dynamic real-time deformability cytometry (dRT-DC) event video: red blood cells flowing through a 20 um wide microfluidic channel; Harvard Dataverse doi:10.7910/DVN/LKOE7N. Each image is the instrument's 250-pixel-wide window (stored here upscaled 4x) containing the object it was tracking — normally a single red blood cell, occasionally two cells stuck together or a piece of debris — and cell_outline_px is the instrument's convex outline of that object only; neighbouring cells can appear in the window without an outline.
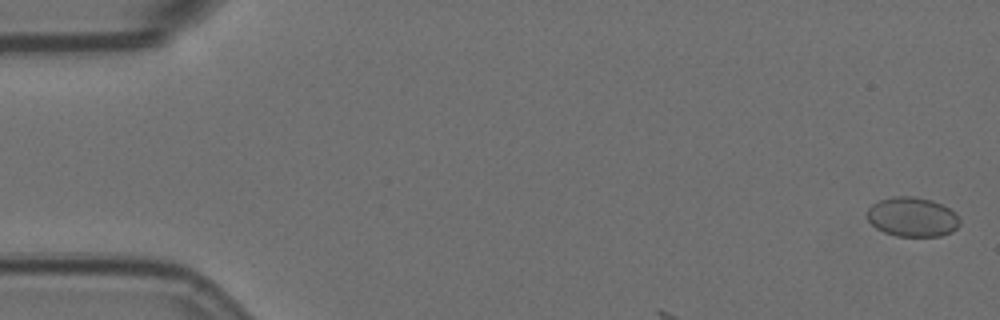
{"species": "Egyptian fruit bat (a non-hibernating species)", "species_latin": "Rousettus aegyptiacus", "temperature_condition": "room temperature", "stored_images_in_passage": 6, "camera_frame_rate_fps": 3000, "um_per_image_px": 0.085, "animal": {"sex": "female"}, "frame": {"image": 1, "passage_image": 1, "time_ms": 0.0, "image_size_px": [1000, 320], "cell_outline_px": [[960, 224], [952, 232], [940, 236], [896, 236], [884, 232], [876, 228], [868, 220], [868, 208], [872, 204], [880, 200], [892, 196], [912, 196], [932, 200], [956, 212], [960, 220]], "centroid_in_image_um": [77.56, 18.44], "position_along_channel_um": 7.4, "area_um2": 21.33}}
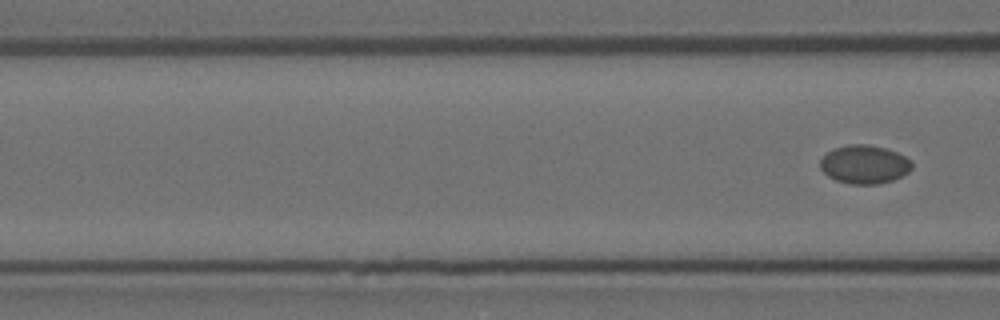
{"frame": {"image": 2, "passage_image": 6, "time_ms": 1.667, "image_size_px": [1000, 320], "cell_outline_px": [[912, 168], [908, 172], [892, 180], [876, 184], [848, 184], [836, 180], [828, 176], [820, 168], [820, 160], [832, 148], [848, 144], [868, 144], [884, 148], [896, 152], [912, 160]], "centroid_in_image_um": [73.46, 13.97], "position_along_channel_um": 93.1, "area_um2": 20.58}}